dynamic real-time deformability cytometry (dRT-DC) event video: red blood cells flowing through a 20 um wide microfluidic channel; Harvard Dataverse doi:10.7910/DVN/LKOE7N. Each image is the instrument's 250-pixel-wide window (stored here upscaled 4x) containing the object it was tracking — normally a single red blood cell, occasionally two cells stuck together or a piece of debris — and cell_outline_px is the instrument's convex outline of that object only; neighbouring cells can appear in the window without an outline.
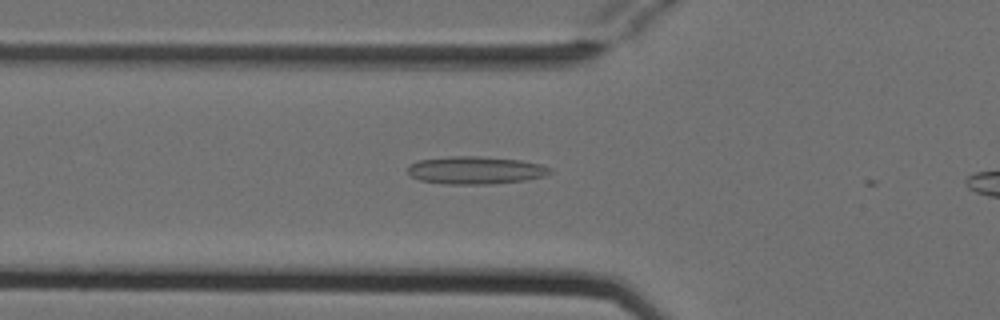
{"species": "Egyptian fruit bat (a non-hibernating species)", "species_latin": "Rousettus aegyptiacus", "temperature_condition": "cold", "stored_images_in_passage": 3, "segment_of_instrument_passage": [1, 2], "camera_frame_rate_fps": 3000, "um_per_image_px": 0.085, "animal": {"sex": "female"}, "frame": {"image": 1, "passage_image": 2, "time_ms": 0.333, "image_size_px": [1000, 320], "cell_outline_px": [[552, 172], [544, 176], [524, 180], [492, 184], [444, 184], [420, 180], [412, 176], [408, 172], [408, 168], [412, 164], [420, 160], [448, 156], [480, 156], [520, 160], [540, 164], [552, 168]], "centroid_in_image_um": [40.44, 14.47], "position_along_channel_um": 85.4, "area_um2": 22.89}}